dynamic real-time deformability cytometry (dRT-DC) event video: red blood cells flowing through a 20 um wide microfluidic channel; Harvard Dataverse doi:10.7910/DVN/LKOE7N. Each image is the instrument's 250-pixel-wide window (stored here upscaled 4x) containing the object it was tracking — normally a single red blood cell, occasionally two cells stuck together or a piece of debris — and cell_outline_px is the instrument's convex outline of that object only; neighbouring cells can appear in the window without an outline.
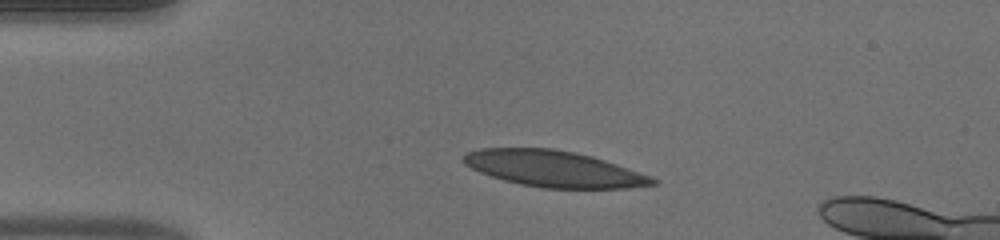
{"species": "human", "species_latin": "Homo sapiens", "temperature_condition": "warm", "stored_images_in_passage": 42, "camera_frame_rate_fps": 3000, "um_per_image_px": 0.085, "donor": {"sex": "male"}, "frame": {"image": 1, "passage_image": 1, "time_ms": 0.0, "image_size_px": [1000, 240], "cell_outline_px": [[660, 180], [656, 184], [628, 188], [544, 188], [520, 184], [504, 180], [480, 172], [464, 164], [460, 160], [464, 152], [480, 148], [552, 148], [592, 156], [652, 176]], "centroid_in_image_um": [47.05, 14.34], "position_along_channel_um": 37.9, "area_um2": 39.88}}
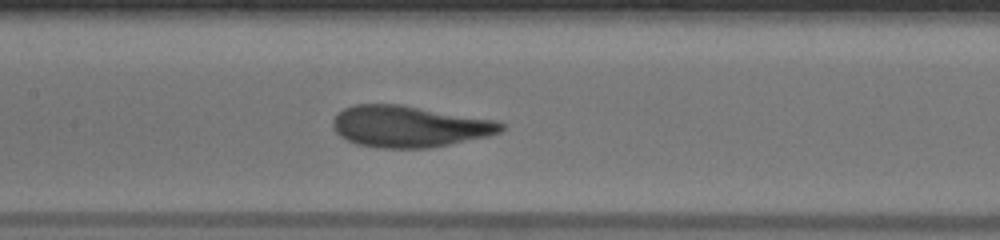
{"frame": {"image": 2, "passage_image": 14, "time_ms": 4.333, "image_size_px": [1000, 240], "cell_outline_px": [[504, 128], [500, 132], [488, 136], [428, 148], [376, 148], [356, 144], [340, 136], [332, 128], [332, 120], [344, 108], [356, 104], [400, 104], [496, 120], [504, 124]], "centroid_in_image_um": [34.76, 10.75], "position_along_channel_um": 172.6, "area_um2": 40.58}}
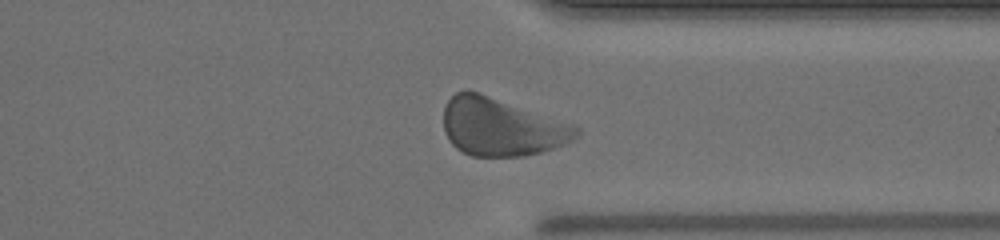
{"frame": {"image": 3, "passage_image": 29, "time_ms": 9.333, "image_size_px": [1000, 240], "cell_outline_px": [[580, 132], [572, 140], [564, 144], [540, 152], [524, 156], [472, 156], [456, 148], [448, 140], [444, 132], [444, 108], [448, 100], [456, 92], [480, 92], [572, 124], [580, 128]], "centroid_in_image_um": [42.6, 10.8], "position_along_channel_um": 368.8, "area_um2": 44.39}, "authors_computed_cell_mechanics": {"area_um2": 41.0669, "velocity_mm_per_s": 3.9429, "shape_relaxation_time_tau1_ms": 2.1422, "shape_relaxation_time_tau2_ms": 0.8614, "deformation_change_tau1": 0.1156, "deformation_change_tau2": 0.072}}